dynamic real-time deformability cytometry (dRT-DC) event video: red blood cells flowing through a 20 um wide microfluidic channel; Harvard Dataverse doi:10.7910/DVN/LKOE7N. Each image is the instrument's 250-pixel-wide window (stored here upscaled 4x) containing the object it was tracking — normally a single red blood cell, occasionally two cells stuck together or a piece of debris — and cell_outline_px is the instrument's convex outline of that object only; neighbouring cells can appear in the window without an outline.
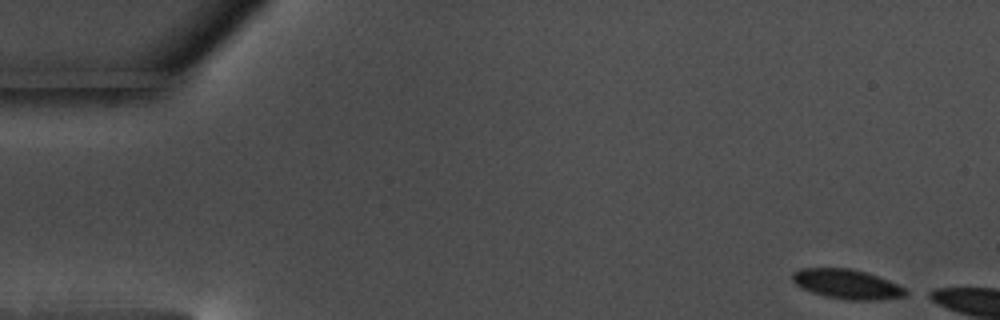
{"species": "common noctule bat (a hibernating species)", "species_latin": "Nyctalus noctula", "temperature_condition": "warm", "stored_images_in_passage": 13, "camera_frame_rate_fps": 3000, "um_per_image_px": 0.085, "animal": {"sex": "male", "body_mass_g": 17.5, "forearm_length_mm": 52.3}, "frame": {"image": 1, "passage_image": 1, "time_ms": 0.0, "image_size_px": [1000, 320], "cell_outline_px": [[912, 292], [904, 296], [876, 300], [844, 300], [812, 292], [796, 284], [792, 280], [792, 272], [800, 268], [852, 268], [888, 280]], "centroid_in_image_um": [72.0, 24.15], "position_along_channel_um": 13.0, "area_um2": 19.36}}